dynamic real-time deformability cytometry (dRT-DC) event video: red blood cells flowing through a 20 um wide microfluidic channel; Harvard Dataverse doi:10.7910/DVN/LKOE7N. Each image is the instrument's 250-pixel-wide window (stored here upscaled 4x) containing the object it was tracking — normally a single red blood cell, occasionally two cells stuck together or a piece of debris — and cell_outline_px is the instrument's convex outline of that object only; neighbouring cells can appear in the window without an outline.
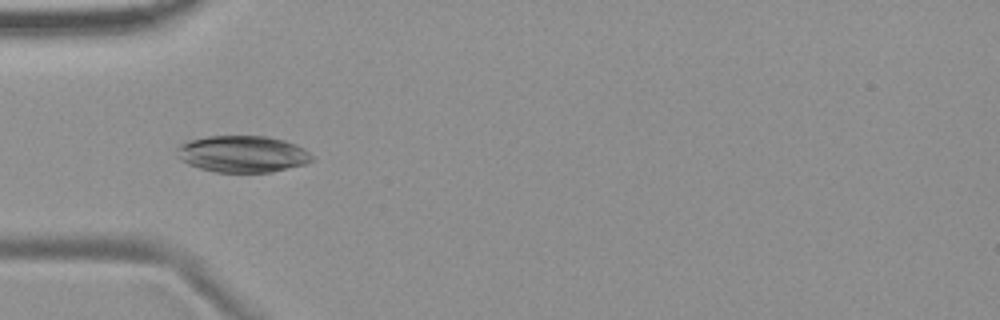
{"species": "common noctule bat (a hibernating species)", "species_latin": "Nyctalus noctula", "temperature_condition": "room temperature", "stored_images_in_passage": 10, "camera_frame_rate_fps": 3000, "um_per_image_px": 0.085, "animal": {"sex": "female", "body_mass_g": 19.9}, "frame": {"image": 1, "passage_image": 4, "time_ms": 4.333, "image_size_px": [1000, 320], "cell_outline_px": [[312, 160], [304, 164], [272, 172], [216, 172], [200, 168], [188, 164], [180, 160], [176, 156], [176, 148], [180, 144], [188, 140], [208, 136], [268, 136], [284, 140], [296, 144], [304, 148], [312, 156]], "centroid_in_image_um": [20.58, 13.08], "position_along_channel_um": 64.4, "area_um2": 28.96}}
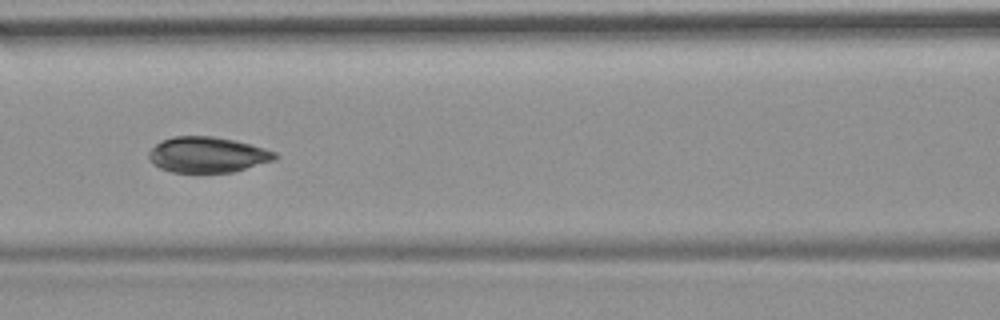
{"frame": {"image": 2, "passage_image": 6, "time_ms": 6.667, "image_size_px": [1000, 320], "cell_outline_px": [[280, 156], [276, 160], [232, 172], [172, 172], [160, 168], [152, 164], [148, 156], [148, 152], [160, 140], [172, 136], [212, 136], [252, 144], [276, 152]], "centroid_in_image_um": [17.64, 13.15], "position_along_channel_um": 149.0, "area_um2": 26.36}}
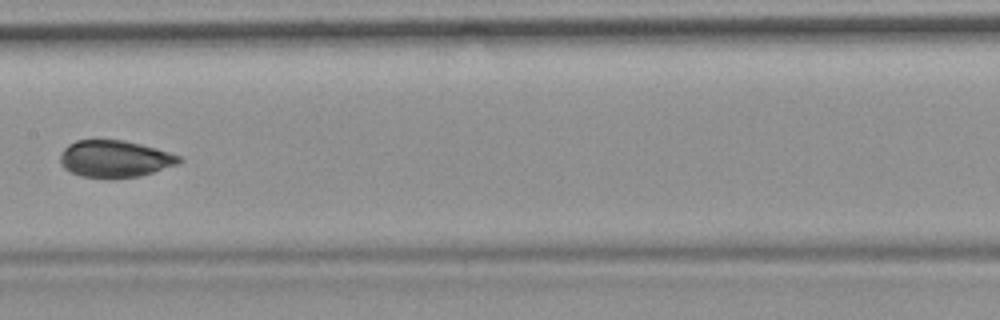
{"frame": {"image": 3, "passage_image": 7, "time_ms": 8.0, "image_size_px": [1000, 320], "cell_outline_px": [[184, 160], [176, 164], [140, 176], [108, 180], [80, 176], [68, 172], [60, 164], [60, 152], [68, 144], [76, 140], [124, 140], [156, 148], [180, 156]], "centroid_in_image_um": [9.7, 13.52], "position_along_channel_um": 197.7, "area_um2": 26.01}}